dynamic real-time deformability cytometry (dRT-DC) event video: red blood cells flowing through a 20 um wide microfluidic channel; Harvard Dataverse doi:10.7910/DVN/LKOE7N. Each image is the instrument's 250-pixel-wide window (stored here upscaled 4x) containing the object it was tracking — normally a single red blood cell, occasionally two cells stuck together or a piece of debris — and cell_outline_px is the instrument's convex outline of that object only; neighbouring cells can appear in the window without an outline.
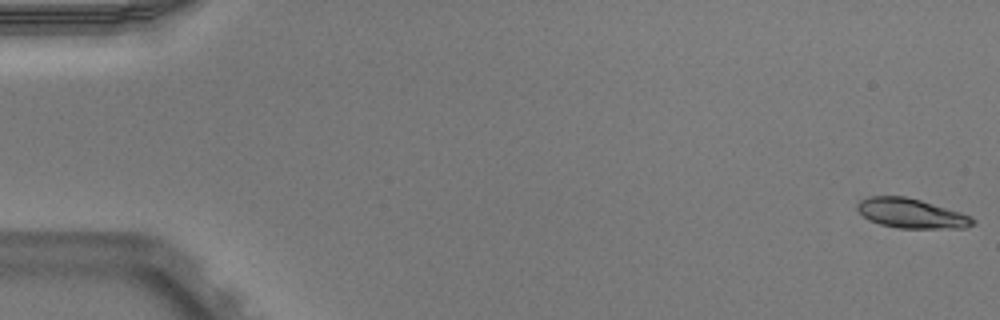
{"species": "Egyptian fruit bat (a non-hibernating species)", "species_latin": "Rousettus aegyptiacus", "temperature_condition": "warm", "stored_images_in_passage": 52, "camera_frame_rate_fps": 3000, "um_per_image_px": 0.085, "animal": {"sex": "male"}, "frame": {"image": 1, "passage_image": 1, "time_ms": 0.0, "image_size_px": [1000, 320], "cell_outline_px": [[976, 224], [964, 228], [900, 228], [880, 224], [864, 216], [856, 208], [856, 204], [860, 200], [872, 196], [904, 196], [920, 200], [960, 212], [972, 216], [976, 220]], "centroid_in_image_um": [77.5, 18.14], "position_along_channel_um": 7.5, "area_um2": 19.77}}
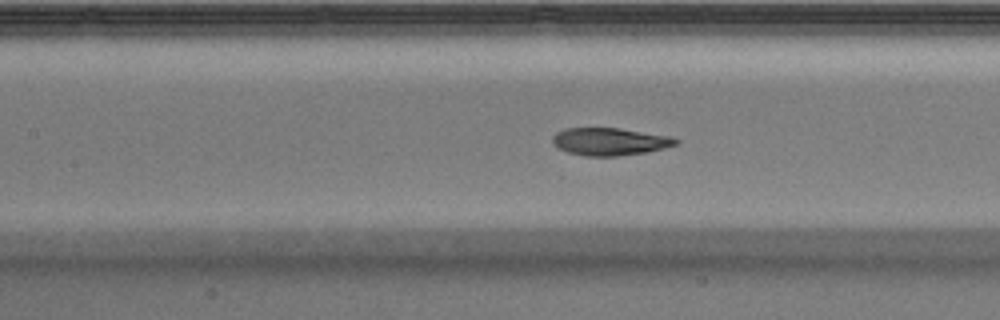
{"frame": {"image": 2, "passage_image": 24, "time_ms": 7.667, "image_size_px": [1000, 320], "cell_outline_px": [[680, 140], [676, 144], [664, 148], [644, 152], [616, 156], [584, 156], [568, 152], [552, 144], [552, 136], [556, 132], [564, 128], [620, 128], [668, 136]], "centroid_in_image_um": [51.78, 12.03], "position_along_channel_um": 155.6, "area_um2": 19.65}}
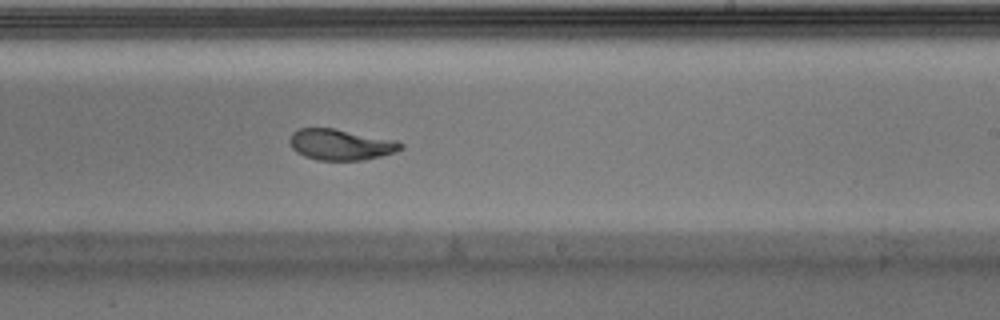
{"frame": {"image": 3, "passage_image": 32, "time_ms": 10.333, "image_size_px": [1000, 320], "cell_outline_px": [[404, 148], [396, 152], [364, 160], [320, 160], [304, 156], [296, 152], [292, 148], [288, 140], [292, 132], [300, 128], [332, 128], [396, 140], [404, 144]], "centroid_in_image_um": [28.96, 12.29], "position_along_channel_um": 260.0, "area_um2": 20.06}, "authors_computed_cell_mechanics": {"area_um2": 20.1722, "velocity_mm_per_s": 3.9331, "shape_relaxation_time_tau1_ms": 6.9619, "shape_relaxation_time_tau2_ms": 1.297, "deformation_change_tau1": 0.2126, "deformation_change_tau2": 0.0673}}